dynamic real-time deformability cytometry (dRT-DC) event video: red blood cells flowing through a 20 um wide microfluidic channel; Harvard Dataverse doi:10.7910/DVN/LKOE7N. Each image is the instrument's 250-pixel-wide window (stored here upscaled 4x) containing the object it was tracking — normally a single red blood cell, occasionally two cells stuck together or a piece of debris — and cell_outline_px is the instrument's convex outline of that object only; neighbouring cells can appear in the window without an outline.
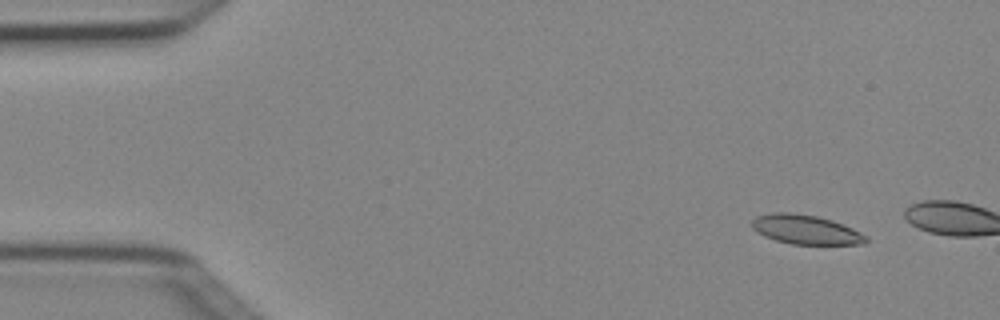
{"species": "Egyptian fruit bat (a non-hibernating species)", "species_latin": "Rousettus aegyptiacus", "temperature_condition": "cold", "stored_images_in_passage": 3, "camera_frame_rate_fps": 3000, "um_per_image_px": 0.085, "animal": {"sex": "female"}, "frame": {"image": 1, "passage_image": 1, "time_ms": 0.0, "image_size_px": [1000, 320], "cell_outline_px": [[868, 240], [864, 244], [792, 244], [776, 240], [764, 236], [752, 228], [752, 220], [756, 216], [772, 212], [788, 212], [816, 216], [832, 220], [852, 228], [868, 236]], "centroid_in_image_um": [68.49, 19.51], "position_along_channel_um": 16.5, "area_um2": 19.42}}